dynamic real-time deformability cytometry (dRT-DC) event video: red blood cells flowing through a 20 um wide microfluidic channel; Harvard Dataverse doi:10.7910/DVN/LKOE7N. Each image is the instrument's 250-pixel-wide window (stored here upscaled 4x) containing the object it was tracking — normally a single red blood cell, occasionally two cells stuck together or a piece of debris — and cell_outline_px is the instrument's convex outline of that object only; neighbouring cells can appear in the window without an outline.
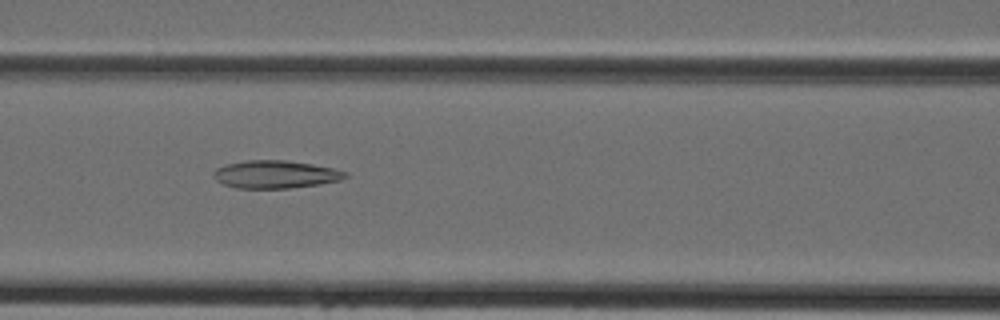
{"species": "Egyptian fruit bat (a non-hibernating species)", "species_latin": "Rousettus aegyptiacus", "temperature_condition": "cold", "stored_images_in_passage": 42, "camera_frame_rate_fps": 3000, "um_per_image_px": 0.085, "animal": {"sex": "female"}, "frame": {"image": 1, "passage_image": 17, "time_ms": 5.333, "image_size_px": [1000, 320], "cell_outline_px": [[348, 176], [340, 180], [320, 184], [288, 188], [236, 188], [224, 184], [216, 180], [212, 176], [212, 172], [216, 168], [228, 164], [244, 160], [284, 160], [312, 164], [332, 168], [348, 172]], "centroid_in_image_um": [23.39, 14.82], "position_along_channel_um": 143.2, "area_um2": 21.33}}
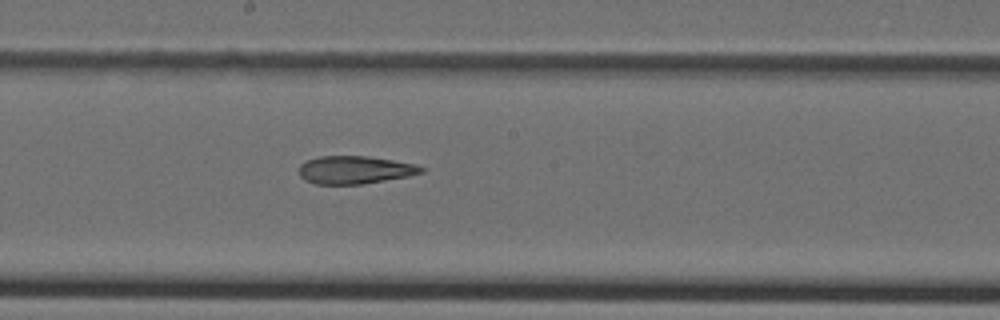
{"frame": {"image": 2, "passage_image": 22, "time_ms": 7.0, "image_size_px": [1000, 320], "cell_outline_px": [[428, 168], [424, 172], [408, 176], [364, 184], [316, 184], [304, 180], [300, 176], [300, 164], [308, 160], [320, 156], [364, 156], [392, 160], [416, 164]], "centroid_in_image_um": [30.2, 14.44], "position_along_channel_um": 218.0, "area_um2": 19.88}}
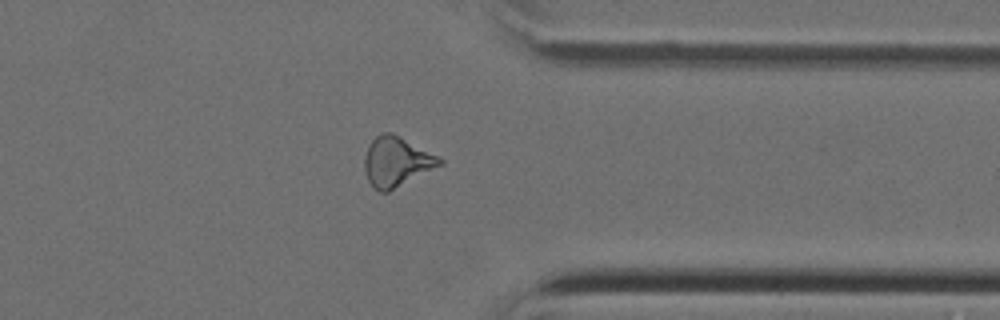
{"frame": {"image": 3, "passage_image": 33, "time_ms": 10.667, "image_size_px": [1000, 320], "cell_outline_px": [[444, 164], [388, 192], [380, 192], [368, 180], [364, 168], [364, 156], [368, 144], [376, 136], [384, 132], [392, 132], [400, 136], [444, 160]], "centroid_in_image_um": [33.69, 13.74], "position_along_channel_um": 377.7, "area_um2": 21.68}}